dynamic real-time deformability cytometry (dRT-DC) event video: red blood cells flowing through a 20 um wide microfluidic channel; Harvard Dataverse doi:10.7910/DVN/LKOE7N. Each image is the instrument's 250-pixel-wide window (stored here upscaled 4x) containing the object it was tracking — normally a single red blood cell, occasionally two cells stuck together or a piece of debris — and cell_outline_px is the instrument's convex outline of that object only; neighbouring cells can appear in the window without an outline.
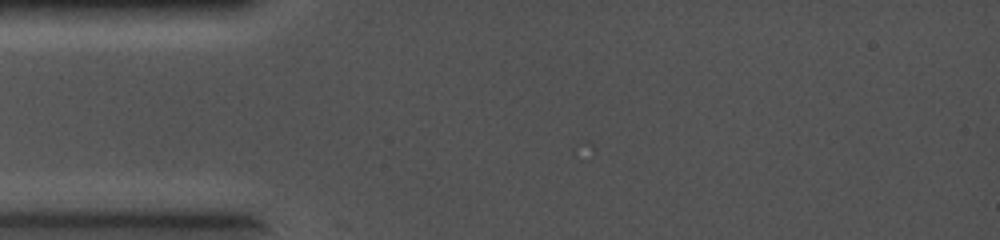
{"species": "common noctule bat (a hibernating species)", "species_latin": "Nyctalus noctula", "temperature_condition": "cold", "stored_images_in_passage": 1, "camera_frame_rate_fps": 5000, "um_per_image_px": 0.085, "animal": {"sex": "female", "body_mass_g": 19.0, "forearm_length_mm": 56.7}, "frame": {"image": 1, "passage_image": 1, "time_ms": 0.0, "image_size_px": [1000, 240], "cell_outline_px": [[96, 120], [84, 136], [64, 152], [32, 140], [24, 136], [20, 132], [20, 128], [24, 104], [60, 76], [72, 72], [84, 76], [96, 116]], "centroid_in_image_um": [5.05, 9.62], "position_along_channel_um": 79.9, "area_um2": 29.59}}